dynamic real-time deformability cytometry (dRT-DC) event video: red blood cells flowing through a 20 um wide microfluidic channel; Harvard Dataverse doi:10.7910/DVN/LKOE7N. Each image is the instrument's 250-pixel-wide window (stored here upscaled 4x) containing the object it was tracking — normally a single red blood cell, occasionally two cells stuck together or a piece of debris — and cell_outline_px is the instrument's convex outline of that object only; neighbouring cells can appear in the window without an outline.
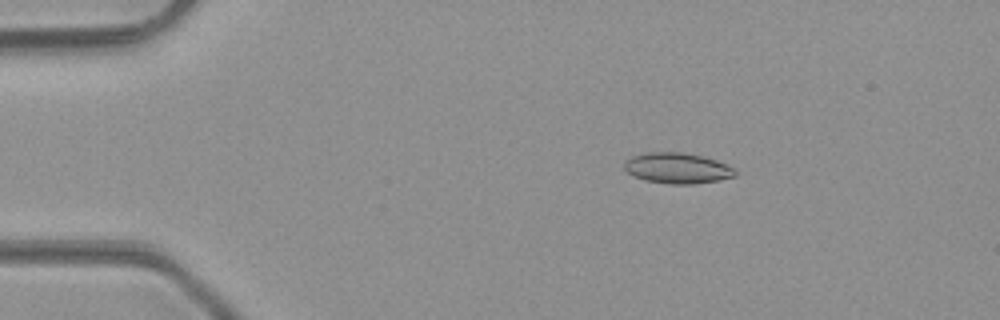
{"species": "common noctule bat (a hibernating species)", "species_latin": "Nyctalus noctula", "temperature_condition": "room temperature", "stored_images_in_passage": 46, "camera_frame_rate_fps": 3000, "um_per_image_px": 0.085, "animal": {"sex": "male", "body_mass_g": 23.1, "forearm_length_mm": 52.7}, "frame": {"image": 1, "passage_image": 6, "time_ms": 1.667, "image_size_px": [1000, 320], "cell_outline_px": [[736, 176], [716, 180], [692, 184], [672, 184], [644, 180], [632, 176], [624, 168], [624, 164], [632, 156], [644, 152], [684, 152], [704, 156], [728, 164], [736, 172]], "centroid_in_image_um": [57.56, 14.28], "position_along_channel_um": 27.4, "area_um2": 19.83}}
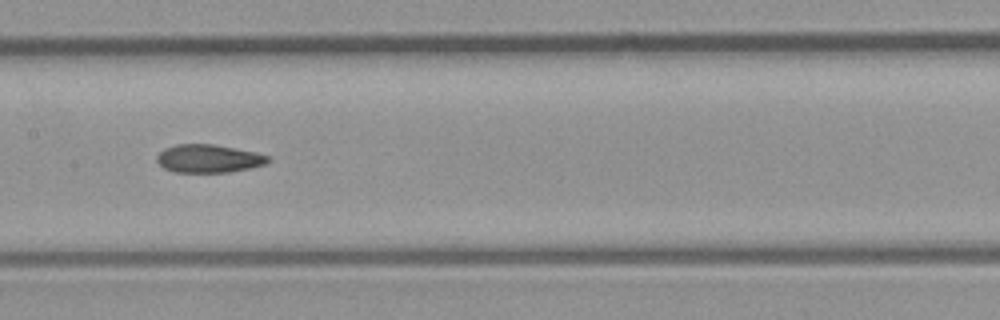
{"frame": {"image": 2, "passage_image": 22, "time_ms": 7.0, "image_size_px": [1000, 320], "cell_outline_px": [[268, 160], [264, 164], [248, 168], [228, 172], [176, 172], [164, 168], [156, 160], [156, 156], [164, 148], [176, 144], [212, 144], [256, 152], [268, 156]], "centroid_in_image_um": [17.68, 13.47], "position_along_channel_um": 189.7, "area_um2": 17.98}}
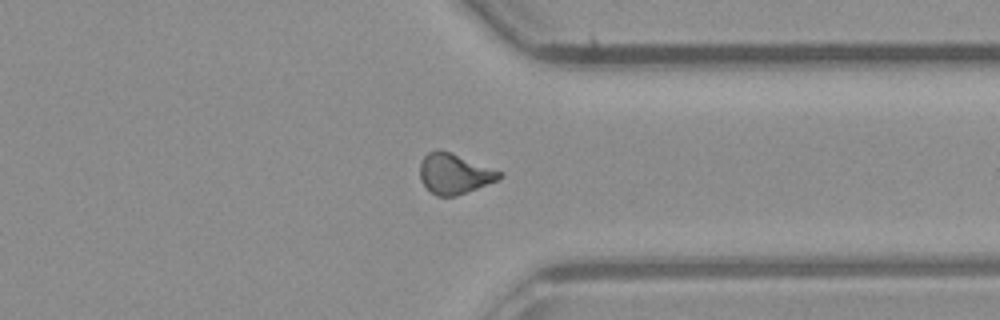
{"frame": {"image": 3, "passage_image": 35, "time_ms": 11.333, "image_size_px": [1000, 320], "cell_outline_px": [[504, 176], [496, 180], [456, 196], [436, 196], [420, 180], [420, 160], [428, 152], [436, 148], [440, 148], [452, 152], [504, 172]], "centroid_in_image_um": [38.61, 14.72], "position_along_channel_um": 372.8, "area_um2": 18.84}, "authors_computed_cell_mechanics": {"area_um2": 18.8428, "velocity_mm_per_s": 4.2832, "shape_relaxation_time_tau1_ms": null, "shape_relaxation_time_tau2_ms": 6.1259, "deformation_change_tau1": null, "deformation_change_tau2": 0.1304}}